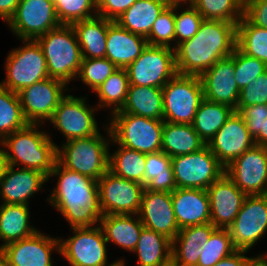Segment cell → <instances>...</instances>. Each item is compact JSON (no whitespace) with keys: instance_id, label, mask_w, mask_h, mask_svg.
<instances>
[{"instance_id":"cell-49","label":"cell","mask_w":267,"mask_h":266,"mask_svg":"<svg viewBox=\"0 0 267 266\" xmlns=\"http://www.w3.org/2000/svg\"><path fill=\"white\" fill-rule=\"evenodd\" d=\"M137 0H96L97 15L116 21Z\"/></svg>"},{"instance_id":"cell-17","label":"cell","mask_w":267,"mask_h":266,"mask_svg":"<svg viewBox=\"0 0 267 266\" xmlns=\"http://www.w3.org/2000/svg\"><path fill=\"white\" fill-rule=\"evenodd\" d=\"M66 86L64 82L49 77L19 91L18 96L26 121L31 124L49 121L60 101L66 96Z\"/></svg>"},{"instance_id":"cell-48","label":"cell","mask_w":267,"mask_h":266,"mask_svg":"<svg viewBox=\"0 0 267 266\" xmlns=\"http://www.w3.org/2000/svg\"><path fill=\"white\" fill-rule=\"evenodd\" d=\"M267 105V71L240 90L237 108Z\"/></svg>"},{"instance_id":"cell-51","label":"cell","mask_w":267,"mask_h":266,"mask_svg":"<svg viewBox=\"0 0 267 266\" xmlns=\"http://www.w3.org/2000/svg\"><path fill=\"white\" fill-rule=\"evenodd\" d=\"M246 250H236L231 255L220 260L213 266H247V256H244Z\"/></svg>"},{"instance_id":"cell-45","label":"cell","mask_w":267,"mask_h":266,"mask_svg":"<svg viewBox=\"0 0 267 266\" xmlns=\"http://www.w3.org/2000/svg\"><path fill=\"white\" fill-rule=\"evenodd\" d=\"M246 122L255 145L267 147V105H251L245 108H236Z\"/></svg>"},{"instance_id":"cell-19","label":"cell","mask_w":267,"mask_h":266,"mask_svg":"<svg viewBox=\"0 0 267 266\" xmlns=\"http://www.w3.org/2000/svg\"><path fill=\"white\" fill-rule=\"evenodd\" d=\"M234 51L231 56L218 60L199 77L203 86L204 98L237 108L240 89L234 78Z\"/></svg>"},{"instance_id":"cell-21","label":"cell","mask_w":267,"mask_h":266,"mask_svg":"<svg viewBox=\"0 0 267 266\" xmlns=\"http://www.w3.org/2000/svg\"><path fill=\"white\" fill-rule=\"evenodd\" d=\"M138 216L145 228L173 240L179 232L171 192L149 191L144 188Z\"/></svg>"},{"instance_id":"cell-32","label":"cell","mask_w":267,"mask_h":266,"mask_svg":"<svg viewBox=\"0 0 267 266\" xmlns=\"http://www.w3.org/2000/svg\"><path fill=\"white\" fill-rule=\"evenodd\" d=\"M162 88L129 85L127 99L121 110L142 117L163 121Z\"/></svg>"},{"instance_id":"cell-13","label":"cell","mask_w":267,"mask_h":266,"mask_svg":"<svg viewBox=\"0 0 267 266\" xmlns=\"http://www.w3.org/2000/svg\"><path fill=\"white\" fill-rule=\"evenodd\" d=\"M97 184L103 215L138 214L144 185L115 176L109 170Z\"/></svg>"},{"instance_id":"cell-54","label":"cell","mask_w":267,"mask_h":266,"mask_svg":"<svg viewBox=\"0 0 267 266\" xmlns=\"http://www.w3.org/2000/svg\"><path fill=\"white\" fill-rule=\"evenodd\" d=\"M168 5H181L188 2V5H192L194 0H164ZM183 2V3H182Z\"/></svg>"},{"instance_id":"cell-3","label":"cell","mask_w":267,"mask_h":266,"mask_svg":"<svg viewBox=\"0 0 267 266\" xmlns=\"http://www.w3.org/2000/svg\"><path fill=\"white\" fill-rule=\"evenodd\" d=\"M40 126L28 123L6 136L0 144L8 148L7 151L4 149L6 165L16 167L22 164V168L40 171L49 177L57 161V145L50 139L49 133L39 131Z\"/></svg>"},{"instance_id":"cell-1","label":"cell","mask_w":267,"mask_h":266,"mask_svg":"<svg viewBox=\"0 0 267 266\" xmlns=\"http://www.w3.org/2000/svg\"><path fill=\"white\" fill-rule=\"evenodd\" d=\"M236 44V24L204 19L196 35L174 48L177 74L200 76L218 60L231 56Z\"/></svg>"},{"instance_id":"cell-55","label":"cell","mask_w":267,"mask_h":266,"mask_svg":"<svg viewBox=\"0 0 267 266\" xmlns=\"http://www.w3.org/2000/svg\"><path fill=\"white\" fill-rule=\"evenodd\" d=\"M0 266H8L4 249L0 246Z\"/></svg>"},{"instance_id":"cell-35","label":"cell","mask_w":267,"mask_h":266,"mask_svg":"<svg viewBox=\"0 0 267 266\" xmlns=\"http://www.w3.org/2000/svg\"><path fill=\"white\" fill-rule=\"evenodd\" d=\"M144 187L158 192H173L177 188L171 157L166 153L158 151L146 154Z\"/></svg>"},{"instance_id":"cell-46","label":"cell","mask_w":267,"mask_h":266,"mask_svg":"<svg viewBox=\"0 0 267 266\" xmlns=\"http://www.w3.org/2000/svg\"><path fill=\"white\" fill-rule=\"evenodd\" d=\"M234 68V78L240 90L267 71V65L264 62L246 55L237 46L234 49Z\"/></svg>"},{"instance_id":"cell-52","label":"cell","mask_w":267,"mask_h":266,"mask_svg":"<svg viewBox=\"0 0 267 266\" xmlns=\"http://www.w3.org/2000/svg\"><path fill=\"white\" fill-rule=\"evenodd\" d=\"M20 0H0V18L6 23L14 16Z\"/></svg>"},{"instance_id":"cell-53","label":"cell","mask_w":267,"mask_h":266,"mask_svg":"<svg viewBox=\"0 0 267 266\" xmlns=\"http://www.w3.org/2000/svg\"><path fill=\"white\" fill-rule=\"evenodd\" d=\"M267 255L262 254L258 255L257 257H248L247 259V266H267Z\"/></svg>"},{"instance_id":"cell-34","label":"cell","mask_w":267,"mask_h":266,"mask_svg":"<svg viewBox=\"0 0 267 266\" xmlns=\"http://www.w3.org/2000/svg\"><path fill=\"white\" fill-rule=\"evenodd\" d=\"M234 111L230 106L204 98L197 109L192 126L207 145Z\"/></svg>"},{"instance_id":"cell-37","label":"cell","mask_w":267,"mask_h":266,"mask_svg":"<svg viewBox=\"0 0 267 266\" xmlns=\"http://www.w3.org/2000/svg\"><path fill=\"white\" fill-rule=\"evenodd\" d=\"M129 78L126 68H118L96 90L101 107L111 108L112 113L124 106L129 89Z\"/></svg>"},{"instance_id":"cell-22","label":"cell","mask_w":267,"mask_h":266,"mask_svg":"<svg viewBox=\"0 0 267 266\" xmlns=\"http://www.w3.org/2000/svg\"><path fill=\"white\" fill-rule=\"evenodd\" d=\"M8 266H52L51 253L60 252L59 238H52L38 230L30 237L4 247Z\"/></svg>"},{"instance_id":"cell-39","label":"cell","mask_w":267,"mask_h":266,"mask_svg":"<svg viewBox=\"0 0 267 266\" xmlns=\"http://www.w3.org/2000/svg\"><path fill=\"white\" fill-rule=\"evenodd\" d=\"M236 46L267 65V29L251 24L244 16L237 24Z\"/></svg>"},{"instance_id":"cell-18","label":"cell","mask_w":267,"mask_h":266,"mask_svg":"<svg viewBox=\"0 0 267 266\" xmlns=\"http://www.w3.org/2000/svg\"><path fill=\"white\" fill-rule=\"evenodd\" d=\"M254 145V138L250 135L246 122L236 111L207 144L224 167Z\"/></svg>"},{"instance_id":"cell-15","label":"cell","mask_w":267,"mask_h":266,"mask_svg":"<svg viewBox=\"0 0 267 266\" xmlns=\"http://www.w3.org/2000/svg\"><path fill=\"white\" fill-rule=\"evenodd\" d=\"M225 174L246 195L267 194V147L246 150L225 167Z\"/></svg>"},{"instance_id":"cell-10","label":"cell","mask_w":267,"mask_h":266,"mask_svg":"<svg viewBox=\"0 0 267 266\" xmlns=\"http://www.w3.org/2000/svg\"><path fill=\"white\" fill-rule=\"evenodd\" d=\"M126 70L130 85L162 88L177 74L174 48L147 44Z\"/></svg>"},{"instance_id":"cell-11","label":"cell","mask_w":267,"mask_h":266,"mask_svg":"<svg viewBox=\"0 0 267 266\" xmlns=\"http://www.w3.org/2000/svg\"><path fill=\"white\" fill-rule=\"evenodd\" d=\"M74 236L67 240L59 238L60 255L71 266H105L107 249L105 236L98 224L92 227H74Z\"/></svg>"},{"instance_id":"cell-9","label":"cell","mask_w":267,"mask_h":266,"mask_svg":"<svg viewBox=\"0 0 267 266\" xmlns=\"http://www.w3.org/2000/svg\"><path fill=\"white\" fill-rule=\"evenodd\" d=\"M171 164L177 188L207 190L225 173L207 145L197 152L172 157Z\"/></svg>"},{"instance_id":"cell-40","label":"cell","mask_w":267,"mask_h":266,"mask_svg":"<svg viewBox=\"0 0 267 266\" xmlns=\"http://www.w3.org/2000/svg\"><path fill=\"white\" fill-rule=\"evenodd\" d=\"M192 5L205 20L228 21L237 25L243 17L244 0H194Z\"/></svg>"},{"instance_id":"cell-16","label":"cell","mask_w":267,"mask_h":266,"mask_svg":"<svg viewBox=\"0 0 267 266\" xmlns=\"http://www.w3.org/2000/svg\"><path fill=\"white\" fill-rule=\"evenodd\" d=\"M86 98L74 97L67 94L54 110L52 122L55 129L66 137V141L86 138L99 132L94 117L95 108L88 106Z\"/></svg>"},{"instance_id":"cell-29","label":"cell","mask_w":267,"mask_h":266,"mask_svg":"<svg viewBox=\"0 0 267 266\" xmlns=\"http://www.w3.org/2000/svg\"><path fill=\"white\" fill-rule=\"evenodd\" d=\"M171 250V239L144 227L133 252L137 253L139 266H171Z\"/></svg>"},{"instance_id":"cell-41","label":"cell","mask_w":267,"mask_h":266,"mask_svg":"<svg viewBox=\"0 0 267 266\" xmlns=\"http://www.w3.org/2000/svg\"><path fill=\"white\" fill-rule=\"evenodd\" d=\"M202 249L197 266H213L237 250L228 229L221 228L211 234Z\"/></svg>"},{"instance_id":"cell-26","label":"cell","mask_w":267,"mask_h":266,"mask_svg":"<svg viewBox=\"0 0 267 266\" xmlns=\"http://www.w3.org/2000/svg\"><path fill=\"white\" fill-rule=\"evenodd\" d=\"M216 229L211 223L180 229L172 240L171 266H197L202 246Z\"/></svg>"},{"instance_id":"cell-4","label":"cell","mask_w":267,"mask_h":266,"mask_svg":"<svg viewBox=\"0 0 267 266\" xmlns=\"http://www.w3.org/2000/svg\"><path fill=\"white\" fill-rule=\"evenodd\" d=\"M36 40L44 53L50 78L66 85L77 79L82 54L72 25L61 24Z\"/></svg>"},{"instance_id":"cell-31","label":"cell","mask_w":267,"mask_h":266,"mask_svg":"<svg viewBox=\"0 0 267 266\" xmlns=\"http://www.w3.org/2000/svg\"><path fill=\"white\" fill-rule=\"evenodd\" d=\"M28 205L6 204L0 205V239L1 247L19 241L35 234L38 230L30 225V211Z\"/></svg>"},{"instance_id":"cell-44","label":"cell","mask_w":267,"mask_h":266,"mask_svg":"<svg viewBox=\"0 0 267 266\" xmlns=\"http://www.w3.org/2000/svg\"><path fill=\"white\" fill-rule=\"evenodd\" d=\"M175 5H167L154 22L146 37L149 45L171 47L175 42Z\"/></svg>"},{"instance_id":"cell-50","label":"cell","mask_w":267,"mask_h":266,"mask_svg":"<svg viewBox=\"0 0 267 266\" xmlns=\"http://www.w3.org/2000/svg\"><path fill=\"white\" fill-rule=\"evenodd\" d=\"M243 16L251 24L267 29V0H244Z\"/></svg>"},{"instance_id":"cell-56","label":"cell","mask_w":267,"mask_h":266,"mask_svg":"<svg viewBox=\"0 0 267 266\" xmlns=\"http://www.w3.org/2000/svg\"><path fill=\"white\" fill-rule=\"evenodd\" d=\"M0 147H4V146H0ZM5 163H4V148H0V174L2 172V169L4 167Z\"/></svg>"},{"instance_id":"cell-33","label":"cell","mask_w":267,"mask_h":266,"mask_svg":"<svg viewBox=\"0 0 267 266\" xmlns=\"http://www.w3.org/2000/svg\"><path fill=\"white\" fill-rule=\"evenodd\" d=\"M167 5L164 0H137L116 22L132 33L147 37Z\"/></svg>"},{"instance_id":"cell-2","label":"cell","mask_w":267,"mask_h":266,"mask_svg":"<svg viewBox=\"0 0 267 266\" xmlns=\"http://www.w3.org/2000/svg\"><path fill=\"white\" fill-rule=\"evenodd\" d=\"M57 176V186L47 198L71 228L98 225L103 213L99 203L97 181L69 170L56 161L50 177Z\"/></svg>"},{"instance_id":"cell-8","label":"cell","mask_w":267,"mask_h":266,"mask_svg":"<svg viewBox=\"0 0 267 266\" xmlns=\"http://www.w3.org/2000/svg\"><path fill=\"white\" fill-rule=\"evenodd\" d=\"M24 46L9 52L5 63L6 79L2 85L18 93L34 83L49 78L46 59L37 40H21Z\"/></svg>"},{"instance_id":"cell-25","label":"cell","mask_w":267,"mask_h":266,"mask_svg":"<svg viewBox=\"0 0 267 266\" xmlns=\"http://www.w3.org/2000/svg\"><path fill=\"white\" fill-rule=\"evenodd\" d=\"M147 39L121 27L116 21L108 20L105 58L118 68H127L147 46Z\"/></svg>"},{"instance_id":"cell-12","label":"cell","mask_w":267,"mask_h":266,"mask_svg":"<svg viewBox=\"0 0 267 266\" xmlns=\"http://www.w3.org/2000/svg\"><path fill=\"white\" fill-rule=\"evenodd\" d=\"M227 229L237 250H250L267 232V194L247 195Z\"/></svg>"},{"instance_id":"cell-24","label":"cell","mask_w":267,"mask_h":266,"mask_svg":"<svg viewBox=\"0 0 267 266\" xmlns=\"http://www.w3.org/2000/svg\"><path fill=\"white\" fill-rule=\"evenodd\" d=\"M171 196L179 229L211 223L209 197L205 189L176 188Z\"/></svg>"},{"instance_id":"cell-42","label":"cell","mask_w":267,"mask_h":266,"mask_svg":"<svg viewBox=\"0 0 267 266\" xmlns=\"http://www.w3.org/2000/svg\"><path fill=\"white\" fill-rule=\"evenodd\" d=\"M53 3L60 24L72 25L97 15L96 0H53Z\"/></svg>"},{"instance_id":"cell-20","label":"cell","mask_w":267,"mask_h":266,"mask_svg":"<svg viewBox=\"0 0 267 266\" xmlns=\"http://www.w3.org/2000/svg\"><path fill=\"white\" fill-rule=\"evenodd\" d=\"M206 191L209 197L211 224L216 228L227 229L235 220L247 195L225 173Z\"/></svg>"},{"instance_id":"cell-23","label":"cell","mask_w":267,"mask_h":266,"mask_svg":"<svg viewBox=\"0 0 267 266\" xmlns=\"http://www.w3.org/2000/svg\"><path fill=\"white\" fill-rule=\"evenodd\" d=\"M47 181L48 177L40 171L27 168L15 171L14 166L5 164L0 174L2 203L28 205L29 198Z\"/></svg>"},{"instance_id":"cell-5","label":"cell","mask_w":267,"mask_h":266,"mask_svg":"<svg viewBox=\"0 0 267 266\" xmlns=\"http://www.w3.org/2000/svg\"><path fill=\"white\" fill-rule=\"evenodd\" d=\"M105 129L110 138L104 139L98 132L90 137L67 141L62 147L57 146V161L69 170L98 181L109 170L112 137L109 127Z\"/></svg>"},{"instance_id":"cell-14","label":"cell","mask_w":267,"mask_h":266,"mask_svg":"<svg viewBox=\"0 0 267 266\" xmlns=\"http://www.w3.org/2000/svg\"><path fill=\"white\" fill-rule=\"evenodd\" d=\"M7 24L21 40H36L61 25L53 0H20L14 16Z\"/></svg>"},{"instance_id":"cell-27","label":"cell","mask_w":267,"mask_h":266,"mask_svg":"<svg viewBox=\"0 0 267 266\" xmlns=\"http://www.w3.org/2000/svg\"><path fill=\"white\" fill-rule=\"evenodd\" d=\"M132 216H134V214L102 216L99 223L107 243L112 241V243L117 244L119 247L133 252L144 225L138 214L135 215V219Z\"/></svg>"},{"instance_id":"cell-47","label":"cell","mask_w":267,"mask_h":266,"mask_svg":"<svg viewBox=\"0 0 267 266\" xmlns=\"http://www.w3.org/2000/svg\"><path fill=\"white\" fill-rule=\"evenodd\" d=\"M181 5H175V48L179 43L191 39L198 32L204 18L193 5H188V9L177 13Z\"/></svg>"},{"instance_id":"cell-30","label":"cell","mask_w":267,"mask_h":266,"mask_svg":"<svg viewBox=\"0 0 267 266\" xmlns=\"http://www.w3.org/2000/svg\"><path fill=\"white\" fill-rule=\"evenodd\" d=\"M206 143L192 124H176L164 121L161 151L169 157L186 155L201 150Z\"/></svg>"},{"instance_id":"cell-43","label":"cell","mask_w":267,"mask_h":266,"mask_svg":"<svg viewBox=\"0 0 267 266\" xmlns=\"http://www.w3.org/2000/svg\"><path fill=\"white\" fill-rule=\"evenodd\" d=\"M118 67L107 58H82L77 79L95 91Z\"/></svg>"},{"instance_id":"cell-36","label":"cell","mask_w":267,"mask_h":266,"mask_svg":"<svg viewBox=\"0 0 267 266\" xmlns=\"http://www.w3.org/2000/svg\"><path fill=\"white\" fill-rule=\"evenodd\" d=\"M118 146L113 154L109 153V171L115 176L144 185L146 153Z\"/></svg>"},{"instance_id":"cell-7","label":"cell","mask_w":267,"mask_h":266,"mask_svg":"<svg viewBox=\"0 0 267 266\" xmlns=\"http://www.w3.org/2000/svg\"><path fill=\"white\" fill-rule=\"evenodd\" d=\"M163 121L192 124L204 99L203 86L197 75L176 74L163 87Z\"/></svg>"},{"instance_id":"cell-6","label":"cell","mask_w":267,"mask_h":266,"mask_svg":"<svg viewBox=\"0 0 267 266\" xmlns=\"http://www.w3.org/2000/svg\"><path fill=\"white\" fill-rule=\"evenodd\" d=\"M109 127L112 140L142 153L161 151L164 121L124 112H114Z\"/></svg>"},{"instance_id":"cell-28","label":"cell","mask_w":267,"mask_h":266,"mask_svg":"<svg viewBox=\"0 0 267 266\" xmlns=\"http://www.w3.org/2000/svg\"><path fill=\"white\" fill-rule=\"evenodd\" d=\"M82 58H105L108 19L96 15L72 24Z\"/></svg>"},{"instance_id":"cell-57","label":"cell","mask_w":267,"mask_h":266,"mask_svg":"<svg viewBox=\"0 0 267 266\" xmlns=\"http://www.w3.org/2000/svg\"><path fill=\"white\" fill-rule=\"evenodd\" d=\"M105 266H125V261L120 259Z\"/></svg>"},{"instance_id":"cell-38","label":"cell","mask_w":267,"mask_h":266,"mask_svg":"<svg viewBox=\"0 0 267 266\" xmlns=\"http://www.w3.org/2000/svg\"><path fill=\"white\" fill-rule=\"evenodd\" d=\"M27 124L18 93L7 89L0 82V141Z\"/></svg>"}]
</instances>
